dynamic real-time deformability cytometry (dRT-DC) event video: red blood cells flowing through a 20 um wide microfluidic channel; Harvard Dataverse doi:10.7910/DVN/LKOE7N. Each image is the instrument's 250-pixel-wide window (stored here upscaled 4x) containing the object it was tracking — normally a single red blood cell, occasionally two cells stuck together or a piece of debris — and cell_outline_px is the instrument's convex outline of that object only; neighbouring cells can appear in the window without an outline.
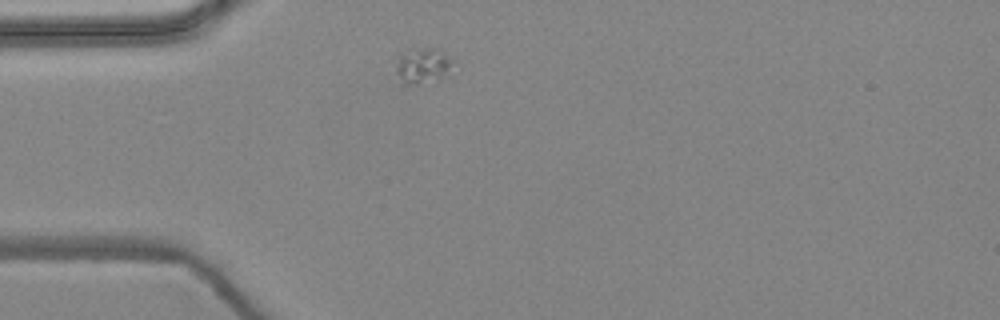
{"species": "common noctule bat (a hibernating species)", "species_latin": "Nyctalus noctula", "temperature_condition": "warm", "stored_images_in_passage": 1, "camera_frame_rate_fps": 3000, "um_per_image_px": 0.085, "animal": {"sex": "female", "body_mass_g": 24.6, "forearm_length_mm": 56.2}, "frame": {"image": 1, "passage_image": 1, "time_ms": 0.0, "image_size_px": [1000, 320], "cell_outline_px": [[456, 60], [444, 76], [416, 84], [404, 84], [396, 72], [396, 56], [408, 48], [440, 48]], "centroid_in_image_um": [35.93, 5.5], "position_along_channel_um": 49.1, "area_um2": 12.02}}